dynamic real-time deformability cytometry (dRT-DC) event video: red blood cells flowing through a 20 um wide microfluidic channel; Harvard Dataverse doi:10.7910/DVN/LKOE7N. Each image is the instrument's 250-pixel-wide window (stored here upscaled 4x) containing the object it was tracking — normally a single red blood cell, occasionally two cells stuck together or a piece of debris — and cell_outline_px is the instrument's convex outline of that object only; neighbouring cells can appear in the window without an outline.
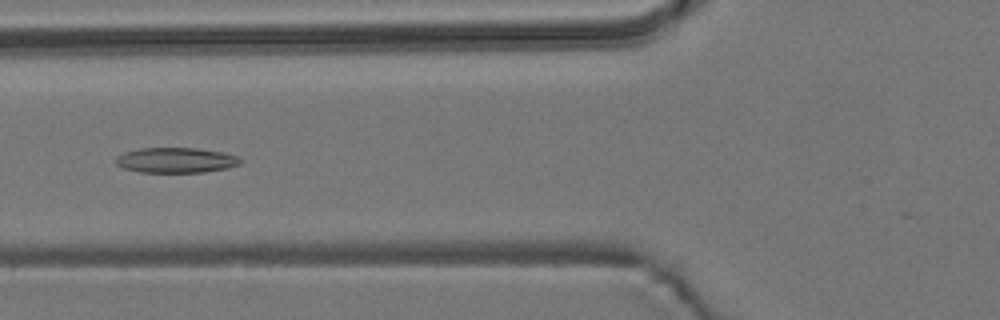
{"species": "common noctule bat (a hibernating species)", "species_latin": "Nyctalus noctula", "temperature_condition": "room temperature", "stored_images_in_passage": 10, "camera_frame_rate_fps": 3000, "um_per_image_px": 0.085, "animal": {"sex": "male", "body_mass_g": 19.2, "forearm_length_mm": 51.8}, "frame": {"image": 1, "passage_image": 5, "time_ms": 6.0, "image_size_px": [1000, 320], "cell_outline_px": [[244, 160], [240, 164], [228, 168], [204, 172], [140, 172], [124, 168], [116, 164], [116, 156], [124, 152], [140, 148], [196, 148], [224, 152], [236, 156]], "centroid_in_image_um": [14.98, 13.61], "position_along_channel_um": 110.8, "area_um2": 18.38}}
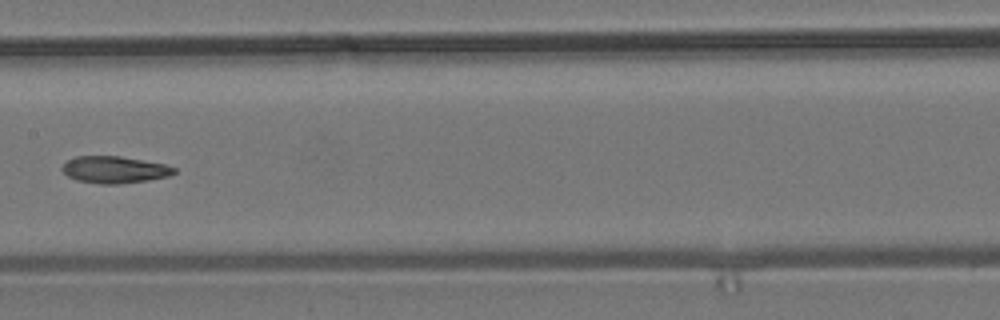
{"frame": {"image": 2, "passage_image": 7, "time_ms": 8.333, "image_size_px": [1000, 320], "cell_outline_px": [[176, 172], [168, 176], [148, 180], [116, 184], [100, 184], [76, 180], [68, 176], [60, 168], [68, 160], [76, 156], [120, 156], [164, 164], [176, 168]], "centroid_in_image_um": [9.71, 14.42], "position_along_channel_um": 197.7, "area_um2": 17.46}}
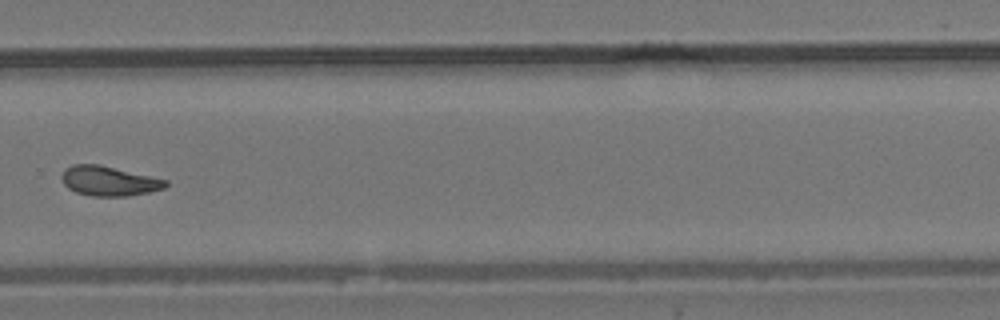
{"frame": {"image": 3, "passage_image": 10, "time_ms": 11.667, "image_size_px": [1000, 320], "cell_outline_px": [[168, 184], [164, 188], [148, 192], [128, 196], [92, 196], [76, 192], [68, 188], [64, 184], [60, 176], [64, 168], [72, 164], [100, 164], [168, 180]], "centroid_in_image_um": [9.23, 15.37], "position_along_channel_um": 320.6, "area_um2": 18.09}}